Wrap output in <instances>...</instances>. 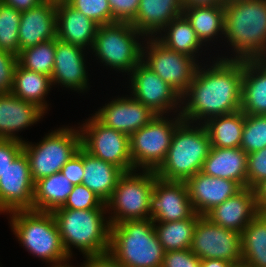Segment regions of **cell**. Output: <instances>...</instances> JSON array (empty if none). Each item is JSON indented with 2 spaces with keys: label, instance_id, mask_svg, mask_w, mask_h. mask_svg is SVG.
<instances>
[{
  "label": "cell",
  "instance_id": "cell-1",
  "mask_svg": "<svg viewBox=\"0 0 266 267\" xmlns=\"http://www.w3.org/2000/svg\"><path fill=\"white\" fill-rule=\"evenodd\" d=\"M242 79L243 60L220 58L207 70L197 67L182 96L190 98L180 112L182 119L187 123L202 118L206 121L241 110Z\"/></svg>",
  "mask_w": 266,
  "mask_h": 267
},
{
  "label": "cell",
  "instance_id": "cell-2",
  "mask_svg": "<svg viewBox=\"0 0 266 267\" xmlns=\"http://www.w3.org/2000/svg\"><path fill=\"white\" fill-rule=\"evenodd\" d=\"M224 35L238 54L232 60H255L266 56V0L226 2Z\"/></svg>",
  "mask_w": 266,
  "mask_h": 267
},
{
  "label": "cell",
  "instance_id": "cell-3",
  "mask_svg": "<svg viewBox=\"0 0 266 267\" xmlns=\"http://www.w3.org/2000/svg\"><path fill=\"white\" fill-rule=\"evenodd\" d=\"M109 253L124 267H162L165 251L149 218L111 225Z\"/></svg>",
  "mask_w": 266,
  "mask_h": 267
},
{
  "label": "cell",
  "instance_id": "cell-4",
  "mask_svg": "<svg viewBox=\"0 0 266 267\" xmlns=\"http://www.w3.org/2000/svg\"><path fill=\"white\" fill-rule=\"evenodd\" d=\"M106 208H56L52 211L63 246L70 258V245H75L85 256L109 252L111 225L103 217Z\"/></svg>",
  "mask_w": 266,
  "mask_h": 267
},
{
  "label": "cell",
  "instance_id": "cell-5",
  "mask_svg": "<svg viewBox=\"0 0 266 267\" xmlns=\"http://www.w3.org/2000/svg\"><path fill=\"white\" fill-rule=\"evenodd\" d=\"M189 125L183 121L176 128L166 158L155 171L157 177L186 182L201 171L211 148L210 138L204 125L196 128Z\"/></svg>",
  "mask_w": 266,
  "mask_h": 267
},
{
  "label": "cell",
  "instance_id": "cell-6",
  "mask_svg": "<svg viewBox=\"0 0 266 267\" xmlns=\"http://www.w3.org/2000/svg\"><path fill=\"white\" fill-rule=\"evenodd\" d=\"M11 214L15 235L32 254L54 262L53 267L62 266L69 259L52 212L19 210Z\"/></svg>",
  "mask_w": 266,
  "mask_h": 267
},
{
  "label": "cell",
  "instance_id": "cell-7",
  "mask_svg": "<svg viewBox=\"0 0 266 267\" xmlns=\"http://www.w3.org/2000/svg\"><path fill=\"white\" fill-rule=\"evenodd\" d=\"M140 34L144 36L127 22L101 25L97 29L92 49L106 66L131 72L147 53L135 40L136 35Z\"/></svg>",
  "mask_w": 266,
  "mask_h": 267
},
{
  "label": "cell",
  "instance_id": "cell-8",
  "mask_svg": "<svg viewBox=\"0 0 266 267\" xmlns=\"http://www.w3.org/2000/svg\"><path fill=\"white\" fill-rule=\"evenodd\" d=\"M80 148L81 133L72 128L53 131L37 146L23 141V151L29 160L33 182L60 172Z\"/></svg>",
  "mask_w": 266,
  "mask_h": 267
},
{
  "label": "cell",
  "instance_id": "cell-9",
  "mask_svg": "<svg viewBox=\"0 0 266 267\" xmlns=\"http://www.w3.org/2000/svg\"><path fill=\"white\" fill-rule=\"evenodd\" d=\"M143 172L142 175H134L132 171L124 172L120 176L111 197L105 202L106 207L115 211L114 217L108 220L110 225L126 220L149 219L150 196L156 172L151 170Z\"/></svg>",
  "mask_w": 266,
  "mask_h": 267
},
{
  "label": "cell",
  "instance_id": "cell-10",
  "mask_svg": "<svg viewBox=\"0 0 266 267\" xmlns=\"http://www.w3.org/2000/svg\"><path fill=\"white\" fill-rule=\"evenodd\" d=\"M157 115L149 124L130 136V154L133 170L156 171L164 162L176 128L184 121L179 114L175 121Z\"/></svg>",
  "mask_w": 266,
  "mask_h": 267
},
{
  "label": "cell",
  "instance_id": "cell-11",
  "mask_svg": "<svg viewBox=\"0 0 266 267\" xmlns=\"http://www.w3.org/2000/svg\"><path fill=\"white\" fill-rule=\"evenodd\" d=\"M81 128V147L90 155L119 167L133 170L130 136L102 124L95 116ZM86 134V135H85Z\"/></svg>",
  "mask_w": 266,
  "mask_h": 267
},
{
  "label": "cell",
  "instance_id": "cell-12",
  "mask_svg": "<svg viewBox=\"0 0 266 267\" xmlns=\"http://www.w3.org/2000/svg\"><path fill=\"white\" fill-rule=\"evenodd\" d=\"M190 250L200 259L242 263L241 233L225 229L201 215L195 226Z\"/></svg>",
  "mask_w": 266,
  "mask_h": 267
},
{
  "label": "cell",
  "instance_id": "cell-13",
  "mask_svg": "<svg viewBox=\"0 0 266 267\" xmlns=\"http://www.w3.org/2000/svg\"><path fill=\"white\" fill-rule=\"evenodd\" d=\"M157 39V37L151 39L150 45H147L149 49L147 61L144 59L142 61L182 97L188 90L198 67L195 58L169 49Z\"/></svg>",
  "mask_w": 266,
  "mask_h": 267
},
{
  "label": "cell",
  "instance_id": "cell-14",
  "mask_svg": "<svg viewBox=\"0 0 266 267\" xmlns=\"http://www.w3.org/2000/svg\"><path fill=\"white\" fill-rule=\"evenodd\" d=\"M194 213L185 182L156 176L149 204V218L154 223L179 221L190 218Z\"/></svg>",
  "mask_w": 266,
  "mask_h": 267
},
{
  "label": "cell",
  "instance_id": "cell-15",
  "mask_svg": "<svg viewBox=\"0 0 266 267\" xmlns=\"http://www.w3.org/2000/svg\"><path fill=\"white\" fill-rule=\"evenodd\" d=\"M34 182L22 151L0 176V211L33 210Z\"/></svg>",
  "mask_w": 266,
  "mask_h": 267
},
{
  "label": "cell",
  "instance_id": "cell-16",
  "mask_svg": "<svg viewBox=\"0 0 266 267\" xmlns=\"http://www.w3.org/2000/svg\"><path fill=\"white\" fill-rule=\"evenodd\" d=\"M131 75L133 98L152 109L157 115H163L168 109L176 107L177 100L182 98L143 61L132 70Z\"/></svg>",
  "mask_w": 266,
  "mask_h": 267
},
{
  "label": "cell",
  "instance_id": "cell-17",
  "mask_svg": "<svg viewBox=\"0 0 266 267\" xmlns=\"http://www.w3.org/2000/svg\"><path fill=\"white\" fill-rule=\"evenodd\" d=\"M118 98L94 115L102 124L131 136L149 124L157 114L133 97Z\"/></svg>",
  "mask_w": 266,
  "mask_h": 267
},
{
  "label": "cell",
  "instance_id": "cell-18",
  "mask_svg": "<svg viewBox=\"0 0 266 267\" xmlns=\"http://www.w3.org/2000/svg\"><path fill=\"white\" fill-rule=\"evenodd\" d=\"M195 213L205 215L213 207L234 196L242 187L233 180L212 177L201 171L186 182Z\"/></svg>",
  "mask_w": 266,
  "mask_h": 267
},
{
  "label": "cell",
  "instance_id": "cell-19",
  "mask_svg": "<svg viewBox=\"0 0 266 267\" xmlns=\"http://www.w3.org/2000/svg\"><path fill=\"white\" fill-rule=\"evenodd\" d=\"M258 213L253 189L244 187L204 216L214 224L241 233Z\"/></svg>",
  "mask_w": 266,
  "mask_h": 267
},
{
  "label": "cell",
  "instance_id": "cell-20",
  "mask_svg": "<svg viewBox=\"0 0 266 267\" xmlns=\"http://www.w3.org/2000/svg\"><path fill=\"white\" fill-rule=\"evenodd\" d=\"M20 51L56 38V5L42 2L21 12Z\"/></svg>",
  "mask_w": 266,
  "mask_h": 267
},
{
  "label": "cell",
  "instance_id": "cell-21",
  "mask_svg": "<svg viewBox=\"0 0 266 267\" xmlns=\"http://www.w3.org/2000/svg\"><path fill=\"white\" fill-rule=\"evenodd\" d=\"M83 47L56 38V51L51 82L61 83L74 90L87 88Z\"/></svg>",
  "mask_w": 266,
  "mask_h": 267
},
{
  "label": "cell",
  "instance_id": "cell-22",
  "mask_svg": "<svg viewBox=\"0 0 266 267\" xmlns=\"http://www.w3.org/2000/svg\"><path fill=\"white\" fill-rule=\"evenodd\" d=\"M99 25L67 2L56 5V38L84 48L94 43Z\"/></svg>",
  "mask_w": 266,
  "mask_h": 267
},
{
  "label": "cell",
  "instance_id": "cell-23",
  "mask_svg": "<svg viewBox=\"0 0 266 267\" xmlns=\"http://www.w3.org/2000/svg\"><path fill=\"white\" fill-rule=\"evenodd\" d=\"M43 114L44 111L36 104L11 93L0 94V139L21 140L13 132L33 125Z\"/></svg>",
  "mask_w": 266,
  "mask_h": 267
},
{
  "label": "cell",
  "instance_id": "cell-24",
  "mask_svg": "<svg viewBox=\"0 0 266 267\" xmlns=\"http://www.w3.org/2000/svg\"><path fill=\"white\" fill-rule=\"evenodd\" d=\"M201 172L247 187V153L241 148L211 147Z\"/></svg>",
  "mask_w": 266,
  "mask_h": 267
},
{
  "label": "cell",
  "instance_id": "cell-25",
  "mask_svg": "<svg viewBox=\"0 0 266 267\" xmlns=\"http://www.w3.org/2000/svg\"><path fill=\"white\" fill-rule=\"evenodd\" d=\"M241 111L266 115V63L262 59L243 60Z\"/></svg>",
  "mask_w": 266,
  "mask_h": 267
},
{
  "label": "cell",
  "instance_id": "cell-26",
  "mask_svg": "<svg viewBox=\"0 0 266 267\" xmlns=\"http://www.w3.org/2000/svg\"><path fill=\"white\" fill-rule=\"evenodd\" d=\"M183 14L182 0H140L137 15L131 24L142 34L156 33Z\"/></svg>",
  "mask_w": 266,
  "mask_h": 267
},
{
  "label": "cell",
  "instance_id": "cell-27",
  "mask_svg": "<svg viewBox=\"0 0 266 267\" xmlns=\"http://www.w3.org/2000/svg\"><path fill=\"white\" fill-rule=\"evenodd\" d=\"M83 168L82 184L97 194L105 203L111 197L124 172L119 167L90 155L84 149Z\"/></svg>",
  "mask_w": 266,
  "mask_h": 267
},
{
  "label": "cell",
  "instance_id": "cell-28",
  "mask_svg": "<svg viewBox=\"0 0 266 267\" xmlns=\"http://www.w3.org/2000/svg\"><path fill=\"white\" fill-rule=\"evenodd\" d=\"M63 173L56 172L34 183L33 210L52 212L62 207L73 189Z\"/></svg>",
  "mask_w": 266,
  "mask_h": 267
},
{
  "label": "cell",
  "instance_id": "cell-29",
  "mask_svg": "<svg viewBox=\"0 0 266 267\" xmlns=\"http://www.w3.org/2000/svg\"><path fill=\"white\" fill-rule=\"evenodd\" d=\"M245 113L241 110L209 118L203 124L210 138L211 147L241 148Z\"/></svg>",
  "mask_w": 266,
  "mask_h": 267
},
{
  "label": "cell",
  "instance_id": "cell-30",
  "mask_svg": "<svg viewBox=\"0 0 266 267\" xmlns=\"http://www.w3.org/2000/svg\"><path fill=\"white\" fill-rule=\"evenodd\" d=\"M242 263L266 267V212H259L241 232Z\"/></svg>",
  "mask_w": 266,
  "mask_h": 267
},
{
  "label": "cell",
  "instance_id": "cell-31",
  "mask_svg": "<svg viewBox=\"0 0 266 267\" xmlns=\"http://www.w3.org/2000/svg\"><path fill=\"white\" fill-rule=\"evenodd\" d=\"M52 85L51 77L42 73L29 71L17 64L14 71L11 94L24 101L36 104L43 111L47 108L44 96Z\"/></svg>",
  "mask_w": 266,
  "mask_h": 267
},
{
  "label": "cell",
  "instance_id": "cell-32",
  "mask_svg": "<svg viewBox=\"0 0 266 267\" xmlns=\"http://www.w3.org/2000/svg\"><path fill=\"white\" fill-rule=\"evenodd\" d=\"M201 43L211 40L219 31L224 34V5L191 6L183 8Z\"/></svg>",
  "mask_w": 266,
  "mask_h": 267
},
{
  "label": "cell",
  "instance_id": "cell-33",
  "mask_svg": "<svg viewBox=\"0 0 266 267\" xmlns=\"http://www.w3.org/2000/svg\"><path fill=\"white\" fill-rule=\"evenodd\" d=\"M201 215L194 213L190 218L179 221L154 223L159 242L165 252L190 249L197 220Z\"/></svg>",
  "mask_w": 266,
  "mask_h": 267
},
{
  "label": "cell",
  "instance_id": "cell-34",
  "mask_svg": "<svg viewBox=\"0 0 266 267\" xmlns=\"http://www.w3.org/2000/svg\"><path fill=\"white\" fill-rule=\"evenodd\" d=\"M167 26L169 27L167 36L165 34V37L158 40L167 48L193 58V54L197 52L202 43L187 18L182 14L173 19L165 28H168Z\"/></svg>",
  "mask_w": 266,
  "mask_h": 267
},
{
  "label": "cell",
  "instance_id": "cell-35",
  "mask_svg": "<svg viewBox=\"0 0 266 267\" xmlns=\"http://www.w3.org/2000/svg\"><path fill=\"white\" fill-rule=\"evenodd\" d=\"M56 51V38L38 45L21 50L18 58V64L37 73L47 76L52 75Z\"/></svg>",
  "mask_w": 266,
  "mask_h": 267
},
{
  "label": "cell",
  "instance_id": "cell-36",
  "mask_svg": "<svg viewBox=\"0 0 266 267\" xmlns=\"http://www.w3.org/2000/svg\"><path fill=\"white\" fill-rule=\"evenodd\" d=\"M21 12L0 2V49L15 56L20 53L19 24Z\"/></svg>",
  "mask_w": 266,
  "mask_h": 267
},
{
  "label": "cell",
  "instance_id": "cell-37",
  "mask_svg": "<svg viewBox=\"0 0 266 267\" xmlns=\"http://www.w3.org/2000/svg\"><path fill=\"white\" fill-rule=\"evenodd\" d=\"M266 147V115L245 114L241 149L249 154Z\"/></svg>",
  "mask_w": 266,
  "mask_h": 267
},
{
  "label": "cell",
  "instance_id": "cell-38",
  "mask_svg": "<svg viewBox=\"0 0 266 267\" xmlns=\"http://www.w3.org/2000/svg\"><path fill=\"white\" fill-rule=\"evenodd\" d=\"M67 3L99 26L116 22L108 0H68Z\"/></svg>",
  "mask_w": 266,
  "mask_h": 267
},
{
  "label": "cell",
  "instance_id": "cell-39",
  "mask_svg": "<svg viewBox=\"0 0 266 267\" xmlns=\"http://www.w3.org/2000/svg\"><path fill=\"white\" fill-rule=\"evenodd\" d=\"M106 204L101 198L83 184L73 186L67 201L62 207L73 210H86L92 208H104Z\"/></svg>",
  "mask_w": 266,
  "mask_h": 267
},
{
  "label": "cell",
  "instance_id": "cell-40",
  "mask_svg": "<svg viewBox=\"0 0 266 267\" xmlns=\"http://www.w3.org/2000/svg\"><path fill=\"white\" fill-rule=\"evenodd\" d=\"M266 179V147L247 154V187L253 189Z\"/></svg>",
  "mask_w": 266,
  "mask_h": 267
},
{
  "label": "cell",
  "instance_id": "cell-41",
  "mask_svg": "<svg viewBox=\"0 0 266 267\" xmlns=\"http://www.w3.org/2000/svg\"><path fill=\"white\" fill-rule=\"evenodd\" d=\"M17 64V56L0 49V94L11 93Z\"/></svg>",
  "mask_w": 266,
  "mask_h": 267
},
{
  "label": "cell",
  "instance_id": "cell-42",
  "mask_svg": "<svg viewBox=\"0 0 266 267\" xmlns=\"http://www.w3.org/2000/svg\"><path fill=\"white\" fill-rule=\"evenodd\" d=\"M162 267H201V260L190 250H175L164 253Z\"/></svg>",
  "mask_w": 266,
  "mask_h": 267
},
{
  "label": "cell",
  "instance_id": "cell-43",
  "mask_svg": "<svg viewBox=\"0 0 266 267\" xmlns=\"http://www.w3.org/2000/svg\"><path fill=\"white\" fill-rule=\"evenodd\" d=\"M116 22L131 23L137 15L140 0H108Z\"/></svg>",
  "mask_w": 266,
  "mask_h": 267
},
{
  "label": "cell",
  "instance_id": "cell-44",
  "mask_svg": "<svg viewBox=\"0 0 266 267\" xmlns=\"http://www.w3.org/2000/svg\"><path fill=\"white\" fill-rule=\"evenodd\" d=\"M23 151V140L0 139V176Z\"/></svg>",
  "mask_w": 266,
  "mask_h": 267
},
{
  "label": "cell",
  "instance_id": "cell-45",
  "mask_svg": "<svg viewBox=\"0 0 266 267\" xmlns=\"http://www.w3.org/2000/svg\"><path fill=\"white\" fill-rule=\"evenodd\" d=\"M61 172L72 184H82L84 173L83 168V148L81 147L78 152L63 166Z\"/></svg>",
  "mask_w": 266,
  "mask_h": 267
},
{
  "label": "cell",
  "instance_id": "cell-46",
  "mask_svg": "<svg viewBox=\"0 0 266 267\" xmlns=\"http://www.w3.org/2000/svg\"><path fill=\"white\" fill-rule=\"evenodd\" d=\"M86 258L85 266L82 267H124L109 252L86 256Z\"/></svg>",
  "mask_w": 266,
  "mask_h": 267
},
{
  "label": "cell",
  "instance_id": "cell-47",
  "mask_svg": "<svg viewBox=\"0 0 266 267\" xmlns=\"http://www.w3.org/2000/svg\"><path fill=\"white\" fill-rule=\"evenodd\" d=\"M253 191L259 212H266V179L258 183Z\"/></svg>",
  "mask_w": 266,
  "mask_h": 267
},
{
  "label": "cell",
  "instance_id": "cell-48",
  "mask_svg": "<svg viewBox=\"0 0 266 267\" xmlns=\"http://www.w3.org/2000/svg\"><path fill=\"white\" fill-rule=\"evenodd\" d=\"M1 3L23 12L42 3V0H0Z\"/></svg>",
  "mask_w": 266,
  "mask_h": 267
},
{
  "label": "cell",
  "instance_id": "cell-49",
  "mask_svg": "<svg viewBox=\"0 0 266 267\" xmlns=\"http://www.w3.org/2000/svg\"><path fill=\"white\" fill-rule=\"evenodd\" d=\"M183 8L191 6L224 5V0H182Z\"/></svg>",
  "mask_w": 266,
  "mask_h": 267
},
{
  "label": "cell",
  "instance_id": "cell-50",
  "mask_svg": "<svg viewBox=\"0 0 266 267\" xmlns=\"http://www.w3.org/2000/svg\"><path fill=\"white\" fill-rule=\"evenodd\" d=\"M233 263L221 259H203L201 267H231Z\"/></svg>",
  "mask_w": 266,
  "mask_h": 267
},
{
  "label": "cell",
  "instance_id": "cell-51",
  "mask_svg": "<svg viewBox=\"0 0 266 267\" xmlns=\"http://www.w3.org/2000/svg\"><path fill=\"white\" fill-rule=\"evenodd\" d=\"M42 1L47 2V3H51V4H55V5L68 2V0H42Z\"/></svg>",
  "mask_w": 266,
  "mask_h": 267
},
{
  "label": "cell",
  "instance_id": "cell-52",
  "mask_svg": "<svg viewBox=\"0 0 266 267\" xmlns=\"http://www.w3.org/2000/svg\"><path fill=\"white\" fill-rule=\"evenodd\" d=\"M231 267H241V263H239V264H233Z\"/></svg>",
  "mask_w": 266,
  "mask_h": 267
},
{
  "label": "cell",
  "instance_id": "cell-53",
  "mask_svg": "<svg viewBox=\"0 0 266 267\" xmlns=\"http://www.w3.org/2000/svg\"><path fill=\"white\" fill-rule=\"evenodd\" d=\"M241 267H250V266H248V265H246L244 263H241Z\"/></svg>",
  "mask_w": 266,
  "mask_h": 267
},
{
  "label": "cell",
  "instance_id": "cell-54",
  "mask_svg": "<svg viewBox=\"0 0 266 267\" xmlns=\"http://www.w3.org/2000/svg\"><path fill=\"white\" fill-rule=\"evenodd\" d=\"M58 267H72V266H66V263L65 264H63L62 266H58Z\"/></svg>",
  "mask_w": 266,
  "mask_h": 267
},
{
  "label": "cell",
  "instance_id": "cell-55",
  "mask_svg": "<svg viewBox=\"0 0 266 267\" xmlns=\"http://www.w3.org/2000/svg\"><path fill=\"white\" fill-rule=\"evenodd\" d=\"M224 1L226 3V2H232V1H237V0H224Z\"/></svg>",
  "mask_w": 266,
  "mask_h": 267
},
{
  "label": "cell",
  "instance_id": "cell-56",
  "mask_svg": "<svg viewBox=\"0 0 266 267\" xmlns=\"http://www.w3.org/2000/svg\"><path fill=\"white\" fill-rule=\"evenodd\" d=\"M266 56H264L263 58H262V60L266 63V58H265Z\"/></svg>",
  "mask_w": 266,
  "mask_h": 267
}]
</instances>
